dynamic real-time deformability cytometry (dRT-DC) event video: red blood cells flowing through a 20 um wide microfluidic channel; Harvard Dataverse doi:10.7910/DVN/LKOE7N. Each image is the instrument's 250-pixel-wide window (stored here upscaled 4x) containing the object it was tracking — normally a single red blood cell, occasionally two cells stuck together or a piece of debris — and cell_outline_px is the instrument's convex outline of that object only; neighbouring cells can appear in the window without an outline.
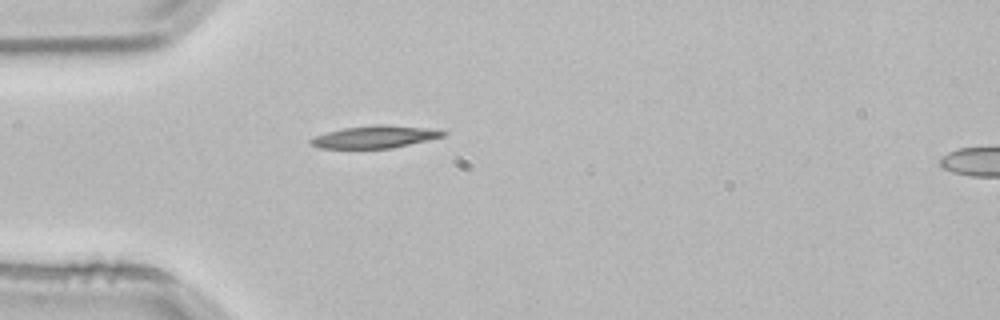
{"species": "common noctule bat (a hibernating species)", "species_latin": "Nyctalus noctula", "temperature_condition": "room temperature", "stored_images_in_passage": 1, "camera_frame_rate_fps": 3000, "um_per_image_px": 0.085, "animal": {"sex": "male", "body_mass_g": 21.5, "forearm_length_mm": 52.0}, "frame": {"image": 1, "passage_image": 1, "time_ms": 0.0, "image_size_px": [1000, 320], "cell_outline_px": [[448, 132], [444, 136], [428, 140], [392, 148], [320, 148], [312, 144], [308, 140], [316, 136], [328, 132], [344, 128], [376, 124], [388, 124], [436, 128]], "centroid_in_image_um": [31.96, 11.61], "position_along_channel_um": 53.0, "area_um2": 17.34}}